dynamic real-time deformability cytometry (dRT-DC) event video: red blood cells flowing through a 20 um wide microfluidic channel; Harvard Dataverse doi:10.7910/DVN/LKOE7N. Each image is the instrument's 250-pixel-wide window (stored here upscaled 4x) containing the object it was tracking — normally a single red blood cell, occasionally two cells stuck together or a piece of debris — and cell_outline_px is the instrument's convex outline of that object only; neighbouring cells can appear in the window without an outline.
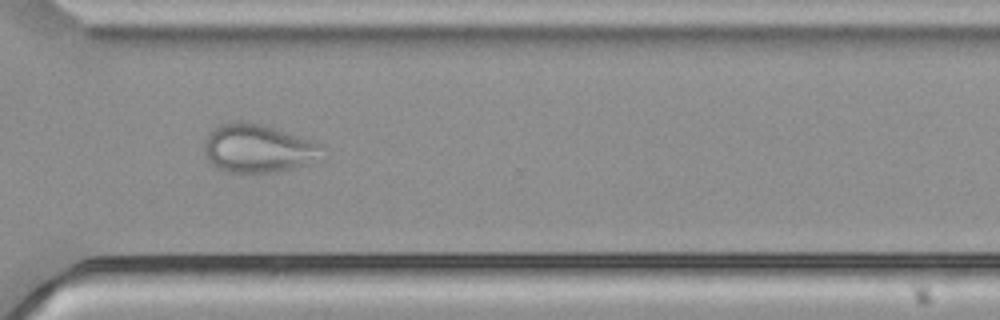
{"species": "common noctule bat (a hibernating species)", "species_latin": "Nyctalus noctula", "temperature_condition": "cold", "stored_images_in_passage": 47, "camera_frame_rate_fps": 3000, "um_per_image_px": 0.085, "animal": {"sex": "male", "body_mass_g": 21.5, "forearm_length_mm": 52.0}, "frame": {"image": 1, "passage_image": 37, "time_ms": 12.0, "image_size_px": [1000, 320], "cell_outline_px": [[324, 160], [292, 168], [268, 172], [228, 172], [216, 168], [208, 160], [204, 148], [204, 144], [208, 132], [220, 124], [236, 120], [244, 120], [260, 124], [312, 140], [320, 144], [324, 148]], "centroid_in_image_um": [21.96, 12.61], "position_along_channel_um": 348.6, "area_um2": 33.52}}